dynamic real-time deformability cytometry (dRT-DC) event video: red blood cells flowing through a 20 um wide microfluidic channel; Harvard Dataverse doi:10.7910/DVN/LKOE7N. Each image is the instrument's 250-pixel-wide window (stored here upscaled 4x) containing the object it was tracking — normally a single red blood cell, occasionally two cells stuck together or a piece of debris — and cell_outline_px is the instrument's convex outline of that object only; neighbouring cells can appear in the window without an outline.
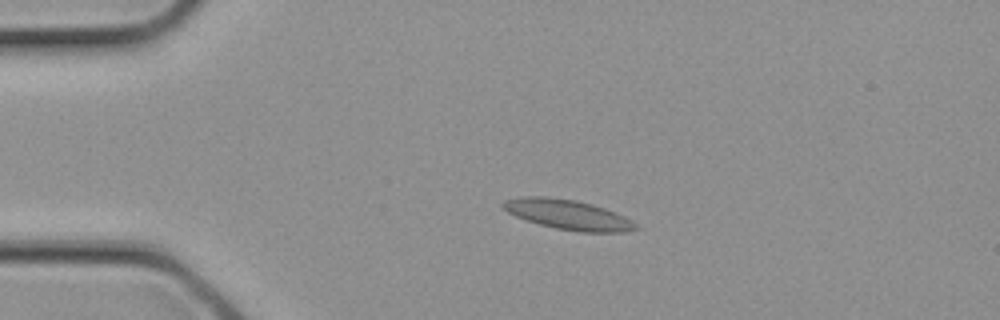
{"species": "common noctule bat (a hibernating species)", "species_latin": "Nyctalus noctula", "temperature_condition": "cold", "stored_images_in_passage": 2, "camera_frame_rate_fps": 3000, "um_per_image_px": 0.085, "animal": {"sex": "female", "body_mass_g": 21.9}, "frame": {"image": 1, "passage_image": 2, "time_ms": 0.333, "image_size_px": [1000, 320], "cell_outline_px": [[640, 228], [624, 232], [580, 232], [556, 228], [540, 224], [516, 216], [508, 212], [500, 204], [504, 200], [520, 196], [548, 196], [576, 200], [592, 204], [604, 208], [624, 216], [632, 220]], "centroid_in_image_um": [48.28, 18.23], "position_along_channel_um": 36.7, "area_um2": 23.06}}